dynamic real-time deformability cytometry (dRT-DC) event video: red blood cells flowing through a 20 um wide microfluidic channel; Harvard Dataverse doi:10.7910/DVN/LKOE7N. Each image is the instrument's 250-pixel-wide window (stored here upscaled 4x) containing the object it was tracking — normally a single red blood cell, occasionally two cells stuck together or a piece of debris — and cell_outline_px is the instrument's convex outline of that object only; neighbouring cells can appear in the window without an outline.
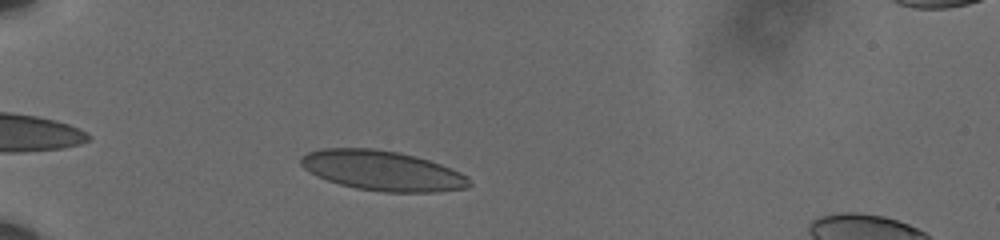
{"species": "human", "species_latin": "Homo sapiens", "temperature_condition": "cold", "stored_images_in_passage": 38, "camera_frame_rate_fps": 3000, "um_per_image_px": 0.085, "donor": {"sex": "male"}, "frame": {"image": 1, "passage_image": 3, "time_ms": 0.667, "image_size_px": [1000, 240], "cell_outline_px": [[472, 184], [468, 188], [436, 192], [384, 192], [356, 188], [340, 184], [316, 176], [304, 168], [300, 164], [300, 156], [308, 152], [320, 148], [372, 148], [400, 152], [416, 156], [440, 164], [460, 172], [468, 176], [472, 180]], "centroid_in_image_um": [32.52, 14.5], "position_along_channel_um": 52.5, "area_um2": 39.42}}
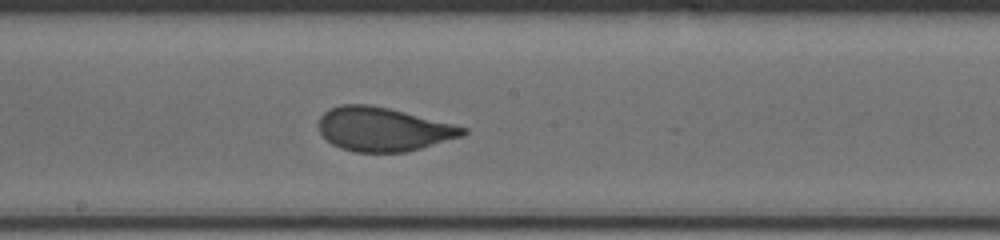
{"frame": {"image": 2, "passage_image": 19, "time_ms": 6.0, "image_size_px": [1000, 240], "cell_outline_px": [[468, 132], [464, 136], [420, 148], [404, 152], [356, 152], [340, 148], [332, 144], [320, 132], [316, 124], [320, 116], [328, 108], [340, 104], [368, 104], [388, 108], [468, 128]], "centroid_in_image_um": [32.53, 10.98], "position_along_channel_um": 215.7, "area_um2": 36.82}}
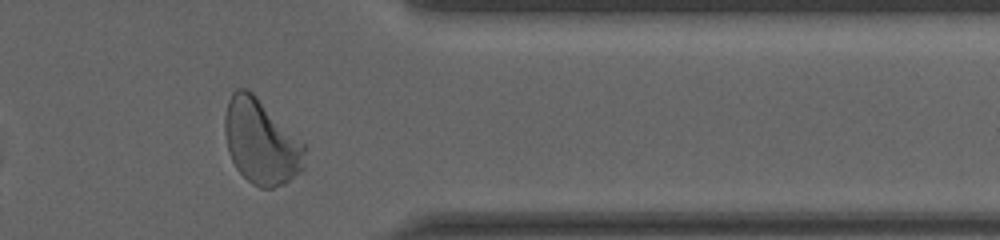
{"frame": {"image": 3, "passage_image": 34, "time_ms": 11.0, "image_size_px": [1000, 240], "cell_outline_px": [[308, 144], [304, 172], [284, 184], [272, 188], [260, 188], [252, 184], [236, 168], [228, 152], [224, 132], [224, 116], [228, 100], [232, 92], [236, 88], [248, 88]], "centroid_in_image_um": [22.25, 12.06], "position_along_channel_um": 389.1, "area_um2": 40.75}, "authors_computed_cell_mechanics": {"area_um2": 37.6567, "velocity_mm_per_s": 3.5859, "shape_relaxation_time_tau1_ms": 4.3685, "shape_relaxation_time_tau2_ms": null, "deformation_change_tau1": 0.1461, "deformation_change_tau2": null}}